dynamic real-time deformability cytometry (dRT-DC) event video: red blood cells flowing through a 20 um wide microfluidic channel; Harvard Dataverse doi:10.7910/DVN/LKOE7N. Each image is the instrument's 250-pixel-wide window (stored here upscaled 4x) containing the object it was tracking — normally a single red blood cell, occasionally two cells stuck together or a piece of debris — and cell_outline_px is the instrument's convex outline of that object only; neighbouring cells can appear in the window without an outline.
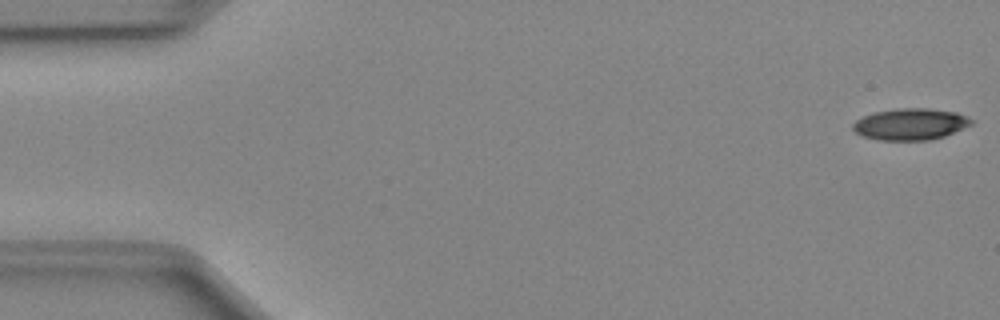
{"species": "Egyptian fruit bat (a non-hibernating species)", "species_latin": "Rousettus aegyptiacus", "temperature_condition": "cold", "stored_images_in_passage": 50, "camera_frame_rate_fps": 3000, "um_per_image_px": 0.085, "animal": {"sex": "female"}, "frame": {"image": 1, "passage_image": 1, "time_ms": 0.0, "image_size_px": [1000, 320], "cell_outline_px": [[972, 124], [944, 136], [928, 140], [876, 140], [864, 136], [856, 132], [852, 128], [852, 124], [856, 120], [864, 116], [876, 112], [896, 108], [928, 108], [956, 112], [968, 116], [972, 120]], "centroid_in_image_um": [77.38, 10.55], "position_along_channel_um": 7.6, "area_um2": 21.68}}
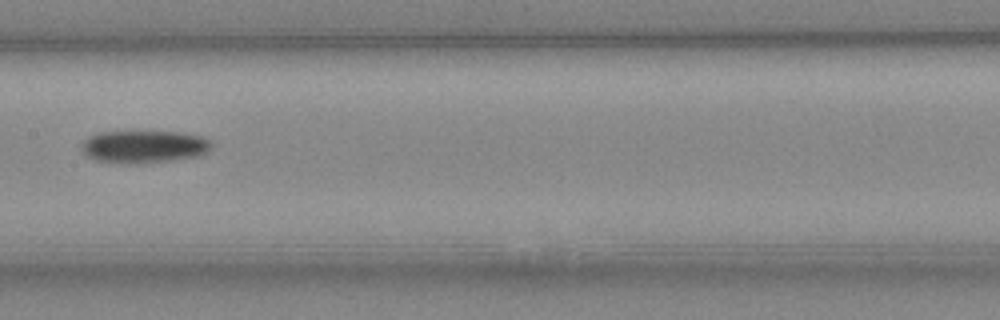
{"frame": {"image": 2, "passage_image": 25, "time_ms": 8.0, "image_size_px": [1000, 320], "cell_outline_px": [[212, 148], [208, 152], [200, 156], [172, 160], [136, 164], [132, 164], [96, 160], [88, 156], [80, 148], [80, 144], [88, 136], [96, 132], [184, 132], [200, 136], [212, 140]], "centroid_in_image_um": [12.26, 12.46], "position_along_channel_um": 195.1, "area_um2": 24.91}}
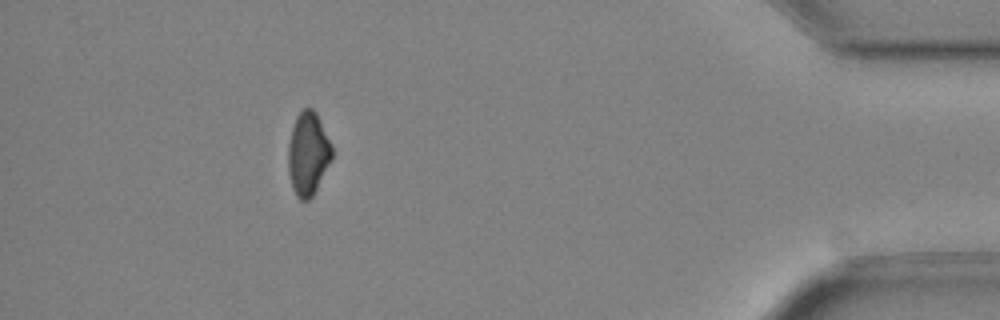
{"frame": {"image": 3, "passage_image": 45, "time_ms": 14.667, "image_size_px": [1000, 320], "cell_outline_px": [[332, 160], [312, 196], [308, 200], [300, 200], [296, 196], [292, 188], [288, 172], [288, 144], [292, 128], [296, 116], [304, 108], [312, 108], [316, 112], [332, 144]], "centroid_in_image_um": [26.18, 13.06], "position_along_channel_um": 409.0, "area_um2": 21.33}, "authors_computed_cell_mechanics": {"area_um2": 22.8888, "velocity_mm_per_s": 4.0394, "shape_relaxation_time_tau1_ms": 7.2265, "shape_relaxation_time_tau2_ms": null, "deformation_change_tau1": 0.1554, "deformation_change_tau2": null}}